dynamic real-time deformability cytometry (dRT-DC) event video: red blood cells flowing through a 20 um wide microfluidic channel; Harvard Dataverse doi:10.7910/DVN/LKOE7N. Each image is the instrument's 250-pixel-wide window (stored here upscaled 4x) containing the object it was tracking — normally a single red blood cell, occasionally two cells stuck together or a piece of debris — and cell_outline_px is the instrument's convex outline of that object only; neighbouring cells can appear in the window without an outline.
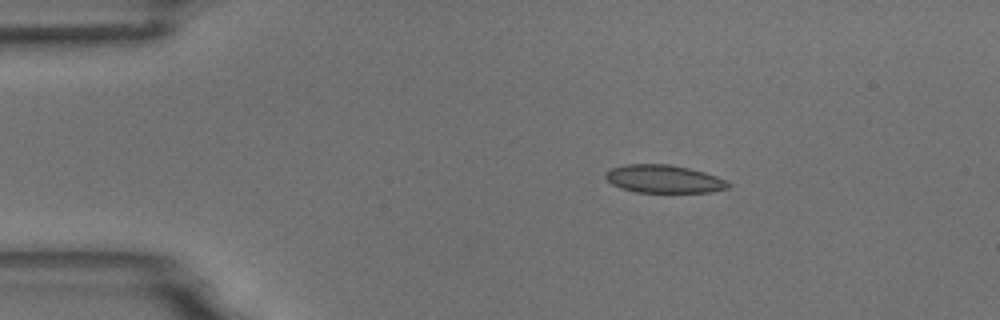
{"species": "common noctule bat (a hibernating species)", "species_latin": "Nyctalus noctula", "temperature_condition": "room temperature", "stored_images_in_passage": 4, "camera_frame_rate_fps": 3000, "um_per_image_px": 0.085, "animal": {"sex": "male", "body_mass_g": 18.8}, "frame": {"image": 1, "passage_image": 1, "time_ms": 0.0, "image_size_px": [1000, 320], "cell_outline_px": [[732, 184], [728, 188], [712, 192], [636, 192], [620, 188], [612, 184], [604, 176], [604, 172], [612, 168], [628, 164], [668, 164], [688, 168], [704, 172], [716, 176]], "centroid_in_image_um": [56.41, 15.21], "position_along_channel_um": 28.6, "area_um2": 19.94}}
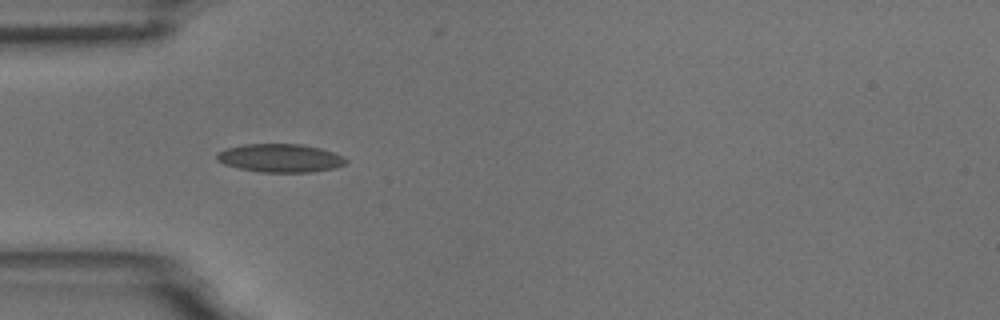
{"frame": {"image": 2, "passage_image": 3, "time_ms": 2.333, "image_size_px": [1000, 320], "cell_outline_px": [[348, 164], [336, 168], [312, 172], [260, 172], [240, 168], [224, 164], [216, 160], [216, 152], [224, 148], [244, 144], [300, 144], [320, 148], [332, 152], [348, 160]], "centroid_in_image_um": [23.8, 13.43], "position_along_channel_um": 61.2, "area_um2": 21.44}}